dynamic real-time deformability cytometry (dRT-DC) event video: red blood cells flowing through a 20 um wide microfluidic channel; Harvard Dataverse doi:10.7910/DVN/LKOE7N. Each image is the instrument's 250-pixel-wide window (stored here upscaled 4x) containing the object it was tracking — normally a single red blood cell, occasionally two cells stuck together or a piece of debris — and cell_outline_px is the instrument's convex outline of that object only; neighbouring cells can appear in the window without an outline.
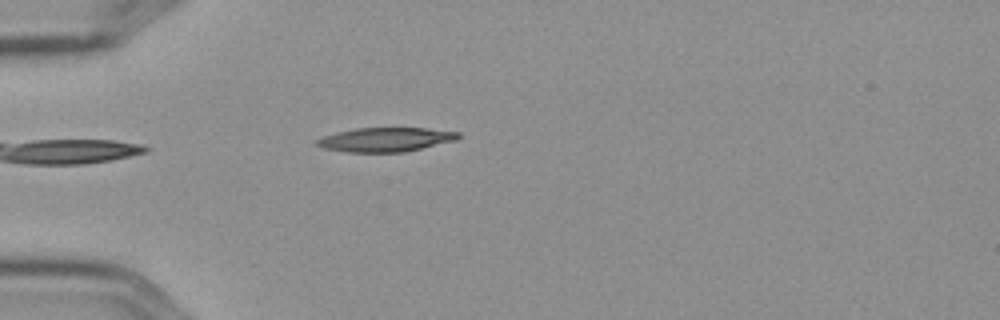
{"species": "Egyptian fruit bat (a non-hibernating species)", "species_latin": "Rousettus aegyptiacus", "temperature_condition": "cold", "stored_images_in_passage": 1, "camera_frame_rate_fps": 3000, "um_per_image_px": 0.085, "frame": {"image": 1, "passage_image": 1, "time_ms": 0.0, "image_size_px": [1000, 320], "cell_outline_px": [[460, 136], [456, 140], [404, 152], [348, 152], [324, 148], [316, 144], [316, 140], [324, 136], [336, 132], [356, 128], [428, 128], [460, 132]], "centroid_in_image_um": [32.79, 11.86], "position_along_channel_um": 52.2, "area_um2": 19.77}}